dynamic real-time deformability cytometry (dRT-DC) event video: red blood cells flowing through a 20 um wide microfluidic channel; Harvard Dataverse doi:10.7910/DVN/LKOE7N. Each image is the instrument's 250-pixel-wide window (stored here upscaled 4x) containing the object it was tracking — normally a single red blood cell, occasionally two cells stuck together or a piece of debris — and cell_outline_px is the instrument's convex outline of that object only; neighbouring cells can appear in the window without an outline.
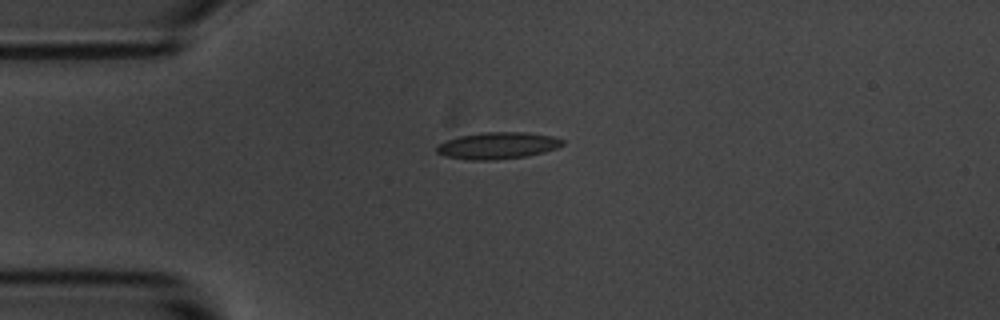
{"species": "common noctule bat (a hibernating species)", "species_latin": "Nyctalus noctula", "temperature_condition": "room temperature", "stored_images_in_passage": 3, "camera_frame_rate_fps": 3000, "um_per_image_px": 0.085, "animal": {"sex": "male", "body_mass_g": 20.1, "forearm_length_mm": 53.5}, "frame": {"image": 1, "passage_image": 1, "time_ms": 0.0, "image_size_px": [1000, 320], "cell_outline_px": [[564, 144], [556, 148], [544, 152], [528, 156], [492, 160], [472, 160], [444, 156], [436, 152], [436, 148], [440, 144], [448, 140], [460, 136], [480, 132], [524, 132], [552, 136], [564, 140]], "centroid_in_image_um": [42.31, 12.37], "position_along_channel_um": 42.7, "area_um2": 19.54}}